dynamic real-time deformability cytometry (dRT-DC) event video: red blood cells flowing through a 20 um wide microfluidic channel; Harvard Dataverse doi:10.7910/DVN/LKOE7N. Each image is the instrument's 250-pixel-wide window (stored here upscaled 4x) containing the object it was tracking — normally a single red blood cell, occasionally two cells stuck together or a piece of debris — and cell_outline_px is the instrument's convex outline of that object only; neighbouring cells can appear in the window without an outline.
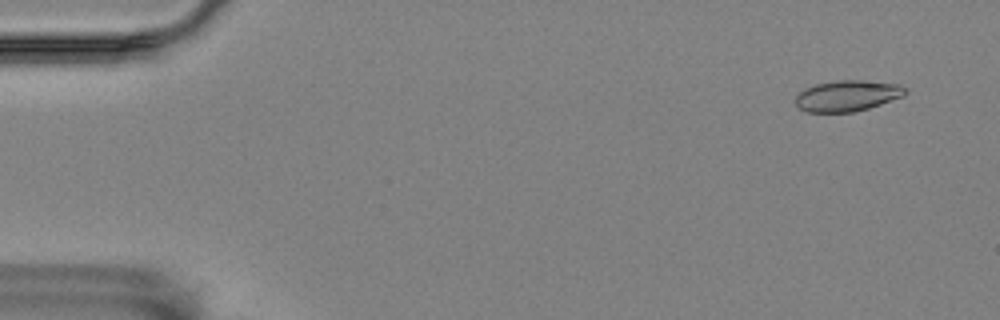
{"species": "Egyptian fruit bat (a non-hibernating species)", "species_latin": "Rousettus aegyptiacus", "temperature_condition": "room temperature", "stored_images_in_passage": 8, "camera_frame_rate_fps": 3000, "um_per_image_px": 0.085, "animal": {"sex": "female"}, "frame": {"image": 1, "passage_image": 4, "time_ms": 1.0, "image_size_px": [1000, 320], "cell_outline_px": [[908, 92], [904, 96], [856, 112], [808, 112], [800, 108], [796, 104], [796, 96], [800, 92], [816, 84], [840, 80], [864, 80], [900, 84]], "centroid_in_image_um": [72.06, 8.14], "position_along_channel_um": 12.9, "area_um2": 19.65}}